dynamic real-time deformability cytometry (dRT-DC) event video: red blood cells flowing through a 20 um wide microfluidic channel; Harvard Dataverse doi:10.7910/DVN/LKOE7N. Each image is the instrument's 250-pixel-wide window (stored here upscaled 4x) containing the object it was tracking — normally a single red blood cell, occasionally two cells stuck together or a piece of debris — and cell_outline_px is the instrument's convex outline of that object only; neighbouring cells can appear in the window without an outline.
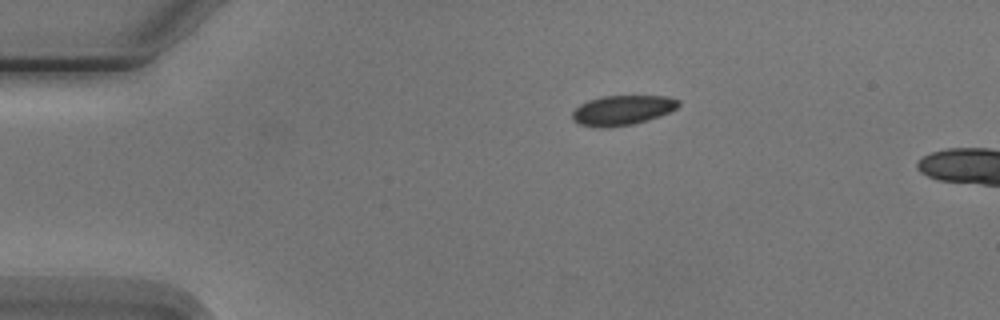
{"species": "Egyptian fruit bat (a non-hibernating species)", "species_latin": "Rousettus aegyptiacus", "temperature_condition": "cold", "stored_images_in_passage": 2, "camera_frame_rate_fps": 3000, "um_per_image_px": 0.085, "animal": {"sex": "male"}, "frame": {"image": 1, "passage_image": 1, "time_ms": 0.0, "image_size_px": [1000, 320], "cell_outline_px": [[680, 104], [676, 108], [660, 116], [648, 120], [632, 124], [608, 128], [600, 128], [580, 124], [572, 120], [572, 112], [580, 104], [588, 100], [604, 96], [668, 96], [680, 100]], "centroid_in_image_um": [52.89, 9.37], "position_along_channel_um": 32.1, "area_um2": 18.5}}